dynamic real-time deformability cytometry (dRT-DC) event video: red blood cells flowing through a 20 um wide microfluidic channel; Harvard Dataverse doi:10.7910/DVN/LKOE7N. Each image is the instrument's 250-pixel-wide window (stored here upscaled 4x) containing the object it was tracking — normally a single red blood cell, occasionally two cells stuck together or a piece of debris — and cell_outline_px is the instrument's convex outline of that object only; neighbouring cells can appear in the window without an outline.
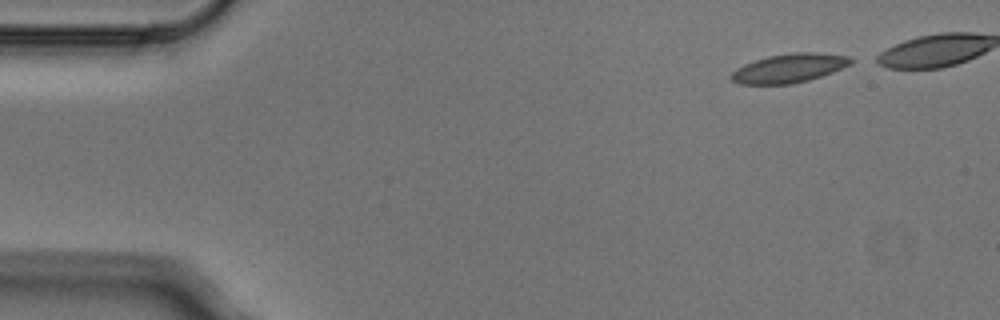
{"species": "Egyptian fruit bat (a non-hibernating species)", "species_latin": "Rousettus aegyptiacus", "temperature_condition": "cold", "stored_images_in_passage": 5, "camera_frame_rate_fps": 3000, "um_per_image_px": 0.085, "animal": {"sex": "male"}, "frame": {"image": 1, "passage_image": 1, "time_ms": 0.0, "image_size_px": [1000, 320], "cell_outline_px": [[852, 64], [832, 72], [808, 80], [792, 84], [740, 84], [732, 80], [728, 76], [736, 68], [744, 64], [768, 56], [792, 52], [816, 52], [848, 56], [852, 60]], "centroid_in_image_um": [67.06, 5.79], "position_along_channel_um": 17.9, "area_um2": 20.11}}